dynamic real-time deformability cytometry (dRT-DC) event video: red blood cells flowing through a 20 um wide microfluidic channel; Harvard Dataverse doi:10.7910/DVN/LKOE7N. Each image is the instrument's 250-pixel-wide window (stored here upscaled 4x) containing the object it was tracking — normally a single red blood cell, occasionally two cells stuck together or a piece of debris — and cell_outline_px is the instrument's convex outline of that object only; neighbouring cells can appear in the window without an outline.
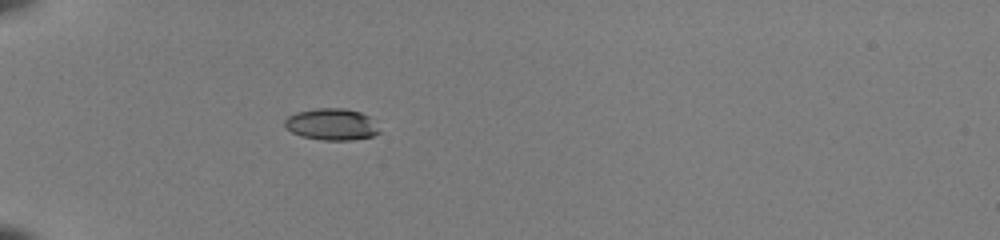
{"species": "common noctule bat (a hibernating species)", "species_latin": "Nyctalus noctula", "temperature_condition": "room temperature", "stored_images_in_passage": 35, "camera_frame_rate_fps": 3000, "um_per_image_px": 0.085, "animal": {"sex": "female", "body_mass_g": 22.0, "forearm_length_mm": 56.7}, "frame": {"image": 1, "passage_image": 1, "time_ms": 0.0, "image_size_px": [1000, 240], "cell_outline_px": [[380, 132], [372, 136], [352, 140], [324, 140], [300, 136], [284, 128], [284, 120], [288, 116], [296, 112], [316, 108], [344, 108], [360, 112], [368, 116]], "centroid_in_image_um": [28.13, 10.57], "position_along_channel_um": 56.9, "area_um2": 17.4}}
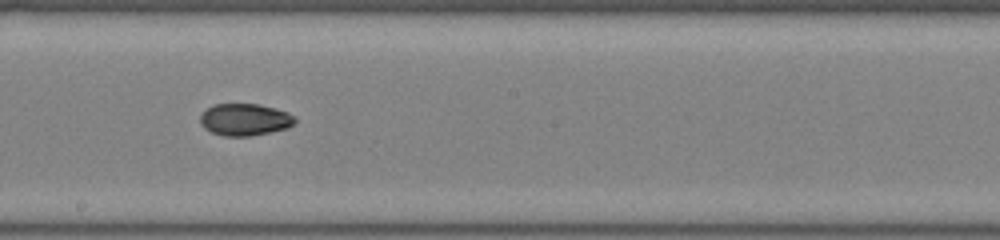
{"frame": {"image": 2, "passage_image": 15, "time_ms": 4.667, "image_size_px": [1000, 240], "cell_outline_px": [[296, 120], [288, 128], [252, 136], [224, 136], [212, 132], [204, 128], [200, 124], [200, 116], [212, 104], [260, 104], [288, 112], [296, 116]], "centroid_in_image_um": [20.82, 10.16], "position_along_channel_um": 227.4, "area_um2": 17.74}}
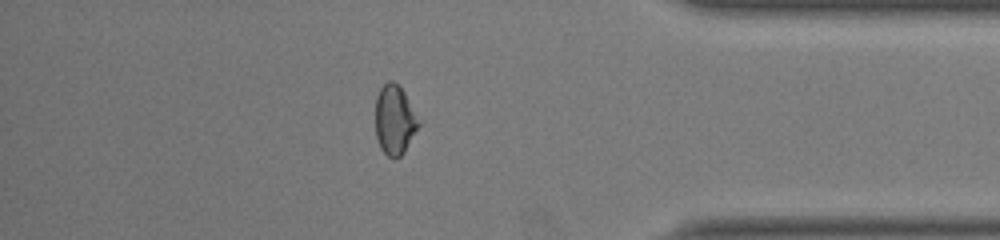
{"frame": {"image": 3, "passage_image": 29, "time_ms": 9.333, "image_size_px": [1000, 240], "cell_outline_px": [[424, 120], [404, 152], [400, 156], [388, 156], [380, 148], [376, 136], [376, 96], [380, 88], [388, 80], [392, 80], [404, 92]], "centroid_in_image_um": [33.61, 10.17], "position_along_channel_um": 401.6, "area_um2": 17.92}, "authors_computed_cell_mechanics": {"area_um2": 17.918, "velocity_mm_per_s": 4.1053, "shape_relaxation_time_tau1_ms": 5.0419, "shape_relaxation_time_tau2_ms": 3.4406, "deformation_change_tau1": 0.165, "deformation_change_tau2": 0.0572}}